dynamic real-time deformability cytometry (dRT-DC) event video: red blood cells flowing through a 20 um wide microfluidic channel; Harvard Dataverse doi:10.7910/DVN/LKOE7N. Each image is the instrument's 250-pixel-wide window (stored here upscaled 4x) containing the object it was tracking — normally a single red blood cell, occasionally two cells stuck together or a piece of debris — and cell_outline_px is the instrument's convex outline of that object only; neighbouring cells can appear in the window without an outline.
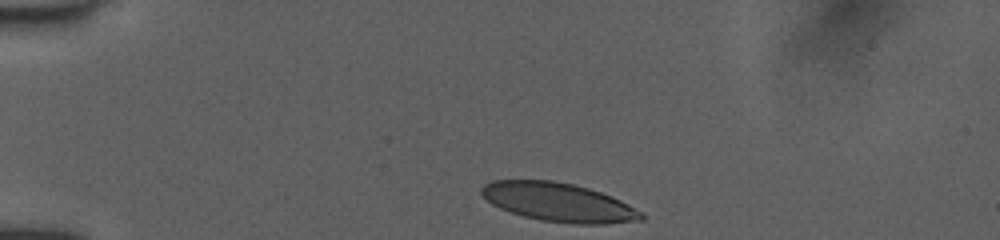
{"species": "human", "species_latin": "Homo sapiens", "temperature_condition": "room temperature", "stored_images_in_passage": 34, "camera_frame_rate_fps": 3000, "um_per_image_px": 0.085, "donor": {"sex": "female"}, "frame": {"image": 1, "passage_image": 1, "time_ms": 0.0, "image_size_px": [1000, 240], "cell_outline_px": [[644, 220], [604, 224], [572, 224], [544, 220], [524, 216], [500, 208], [492, 204], [480, 192], [480, 188], [484, 184], [492, 180], [552, 180], [572, 184], [588, 188], [612, 196], [644, 212]], "centroid_in_image_um": [47.5, 17.19], "position_along_channel_um": 37.5, "area_um2": 36.01}}
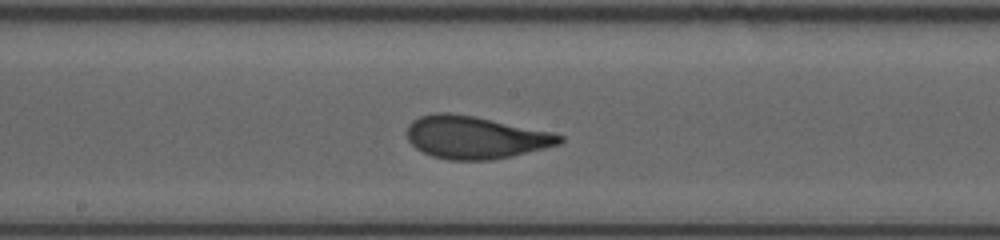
{"frame": {"image": 2, "passage_image": 18, "time_ms": 5.667, "image_size_px": [1000, 240], "cell_outline_px": [[564, 140], [560, 144], [512, 156], [488, 160], [448, 160], [432, 156], [416, 148], [408, 140], [408, 124], [412, 120], [420, 116], [436, 112], [448, 112], [472, 116], [552, 132], [564, 136]], "centroid_in_image_um": [40.39, 11.68], "position_along_channel_um": 207.8, "area_um2": 37.63}}
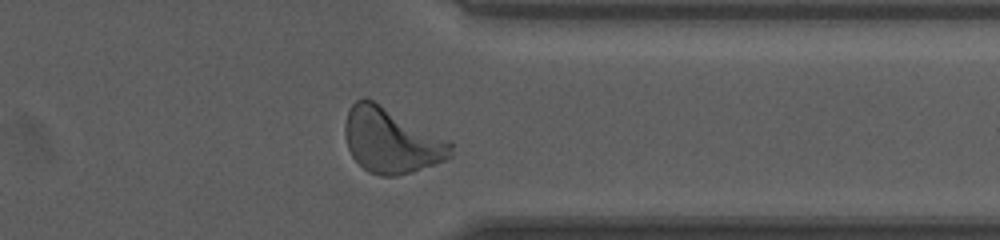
{"frame": {"image": 3, "passage_image": 31, "time_ms": 10.0, "image_size_px": [1000, 240], "cell_outline_px": [[452, 156], [444, 160], [396, 176], [380, 176], [368, 172], [352, 156], [348, 148], [344, 136], [344, 124], [348, 108], [356, 100], [372, 100], [452, 140]], "centroid_in_image_um": [33.25, 11.94], "position_along_channel_um": 378.1, "area_um2": 40.0}, "authors_computed_cell_mechanics": {"area_um2": 37.4833, "velocity_mm_per_s": 3.9745, "shape_relaxation_time_tau1_ms": 3.2807, "shape_relaxation_time_tau2_ms": null, "deformation_change_tau1": 0.1591, "deformation_change_tau2": null}}